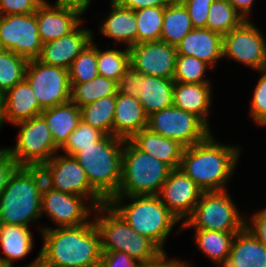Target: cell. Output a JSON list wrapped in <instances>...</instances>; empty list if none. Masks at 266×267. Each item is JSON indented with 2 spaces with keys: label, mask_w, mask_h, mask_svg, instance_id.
<instances>
[{
  "label": "cell",
  "mask_w": 266,
  "mask_h": 267,
  "mask_svg": "<svg viewBox=\"0 0 266 267\" xmlns=\"http://www.w3.org/2000/svg\"><path fill=\"white\" fill-rule=\"evenodd\" d=\"M41 229L40 259L56 267H99L100 234L93 220L76 227Z\"/></svg>",
  "instance_id": "obj_1"
},
{
  "label": "cell",
  "mask_w": 266,
  "mask_h": 267,
  "mask_svg": "<svg viewBox=\"0 0 266 267\" xmlns=\"http://www.w3.org/2000/svg\"><path fill=\"white\" fill-rule=\"evenodd\" d=\"M241 147L218 143L212 133L203 141L185 147L180 169L203 191L226 190L240 157Z\"/></svg>",
  "instance_id": "obj_2"
},
{
  "label": "cell",
  "mask_w": 266,
  "mask_h": 267,
  "mask_svg": "<svg viewBox=\"0 0 266 267\" xmlns=\"http://www.w3.org/2000/svg\"><path fill=\"white\" fill-rule=\"evenodd\" d=\"M45 184L40 167H18L0 194V224L30 227L41 215Z\"/></svg>",
  "instance_id": "obj_3"
},
{
  "label": "cell",
  "mask_w": 266,
  "mask_h": 267,
  "mask_svg": "<svg viewBox=\"0 0 266 267\" xmlns=\"http://www.w3.org/2000/svg\"><path fill=\"white\" fill-rule=\"evenodd\" d=\"M126 198L130 199V203L124 205ZM107 203L134 231L165 250L167 236L179 220L162 203L159 195L113 196Z\"/></svg>",
  "instance_id": "obj_4"
},
{
  "label": "cell",
  "mask_w": 266,
  "mask_h": 267,
  "mask_svg": "<svg viewBox=\"0 0 266 267\" xmlns=\"http://www.w3.org/2000/svg\"><path fill=\"white\" fill-rule=\"evenodd\" d=\"M125 139L105 135L73 157L84 169L90 185L108 202L121 183L122 152Z\"/></svg>",
  "instance_id": "obj_5"
},
{
  "label": "cell",
  "mask_w": 266,
  "mask_h": 267,
  "mask_svg": "<svg viewBox=\"0 0 266 267\" xmlns=\"http://www.w3.org/2000/svg\"><path fill=\"white\" fill-rule=\"evenodd\" d=\"M94 213L96 219L93 221L100 234L101 251L125 252L142 264L163 252L150 238L134 231L108 203L96 207Z\"/></svg>",
  "instance_id": "obj_6"
},
{
  "label": "cell",
  "mask_w": 266,
  "mask_h": 267,
  "mask_svg": "<svg viewBox=\"0 0 266 267\" xmlns=\"http://www.w3.org/2000/svg\"><path fill=\"white\" fill-rule=\"evenodd\" d=\"M172 169L138 149L129 139L122 152L121 183L115 196L159 195Z\"/></svg>",
  "instance_id": "obj_7"
},
{
  "label": "cell",
  "mask_w": 266,
  "mask_h": 267,
  "mask_svg": "<svg viewBox=\"0 0 266 267\" xmlns=\"http://www.w3.org/2000/svg\"><path fill=\"white\" fill-rule=\"evenodd\" d=\"M234 204L227 190L203 191L192 214L182 223L178 231L192 227L239 233L245 228L246 220Z\"/></svg>",
  "instance_id": "obj_8"
},
{
  "label": "cell",
  "mask_w": 266,
  "mask_h": 267,
  "mask_svg": "<svg viewBox=\"0 0 266 267\" xmlns=\"http://www.w3.org/2000/svg\"><path fill=\"white\" fill-rule=\"evenodd\" d=\"M14 125L20 126L18 140L13 148L7 149L19 167H41L59 152L40 115Z\"/></svg>",
  "instance_id": "obj_9"
},
{
  "label": "cell",
  "mask_w": 266,
  "mask_h": 267,
  "mask_svg": "<svg viewBox=\"0 0 266 267\" xmlns=\"http://www.w3.org/2000/svg\"><path fill=\"white\" fill-rule=\"evenodd\" d=\"M45 184L60 192L88 198L95 207L104 205L107 201L90 185L87 175L81 165L71 155L55 154L41 167Z\"/></svg>",
  "instance_id": "obj_10"
},
{
  "label": "cell",
  "mask_w": 266,
  "mask_h": 267,
  "mask_svg": "<svg viewBox=\"0 0 266 267\" xmlns=\"http://www.w3.org/2000/svg\"><path fill=\"white\" fill-rule=\"evenodd\" d=\"M147 128L184 147L205 140L212 132L200 117L175 106L151 113L147 118Z\"/></svg>",
  "instance_id": "obj_11"
},
{
  "label": "cell",
  "mask_w": 266,
  "mask_h": 267,
  "mask_svg": "<svg viewBox=\"0 0 266 267\" xmlns=\"http://www.w3.org/2000/svg\"><path fill=\"white\" fill-rule=\"evenodd\" d=\"M25 80L43 110L70 102L71 85L68 69L46 65L38 59L29 60Z\"/></svg>",
  "instance_id": "obj_12"
},
{
  "label": "cell",
  "mask_w": 266,
  "mask_h": 267,
  "mask_svg": "<svg viewBox=\"0 0 266 267\" xmlns=\"http://www.w3.org/2000/svg\"><path fill=\"white\" fill-rule=\"evenodd\" d=\"M43 42L38 33L36 12L0 15V48L25 59H38Z\"/></svg>",
  "instance_id": "obj_13"
},
{
  "label": "cell",
  "mask_w": 266,
  "mask_h": 267,
  "mask_svg": "<svg viewBox=\"0 0 266 267\" xmlns=\"http://www.w3.org/2000/svg\"><path fill=\"white\" fill-rule=\"evenodd\" d=\"M249 20L223 36V57L241 62L253 70L266 68V40Z\"/></svg>",
  "instance_id": "obj_14"
},
{
  "label": "cell",
  "mask_w": 266,
  "mask_h": 267,
  "mask_svg": "<svg viewBox=\"0 0 266 267\" xmlns=\"http://www.w3.org/2000/svg\"><path fill=\"white\" fill-rule=\"evenodd\" d=\"M84 198L56 191L44 184L41 194V215L47 214L57 228L83 225L91 220V211L93 213L96 209L92 203L87 204L85 201V204Z\"/></svg>",
  "instance_id": "obj_15"
},
{
  "label": "cell",
  "mask_w": 266,
  "mask_h": 267,
  "mask_svg": "<svg viewBox=\"0 0 266 267\" xmlns=\"http://www.w3.org/2000/svg\"><path fill=\"white\" fill-rule=\"evenodd\" d=\"M130 66L146 76L173 79L177 57L175 46L164 41L143 42L129 48Z\"/></svg>",
  "instance_id": "obj_16"
},
{
  "label": "cell",
  "mask_w": 266,
  "mask_h": 267,
  "mask_svg": "<svg viewBox=\"0 0 266 267\" xmlns=\"http://www.w3.org/2000/svg\"><path fill=\"white\" fill-rule=\"evenodd\" d=\"M203 190L180 168L172 169L162 186L159 197L179 221L192 214Z\"/></svg>",
  "instance_id": "obj_17"
},
{
  "label": "cell",
  "mask_w": 266,
  "mask_h": 267,
  "mask_svg": "<svg viewBox=\"0 0 266 267\" xmlns=\"http://www.w3.org/2000/svg\"><path fill=\"white\" fill-rule=\"evenodd\" d=\"M82 14L75 8L51 5L44 0L36 10L38 33L42 42L56 40L74 31L82 23Z\"/></svg>",
  "instance_id": "obj_18"
},
{
  "label": "cell",
  "mask_w": 266,
  "mask_h": 267,
  "mask_svg": "<svg viewBox=\"0 0 266 267\" xmlns=\"http://www.w3.org/2000/svg\"><path fill=\"white\" fill-rule=\"evenodd\" d=\"M81 25L66 36L43 43L38 60L46 65L69 69L74 59L94 39L92 31Z\"/></svg>",
  "instance_id": "obj_19"
},
{
  "label": "cell",
  "mask_w": 266,
  "mask_h": 267,
  "mask_svg": "<svg viewBox=\"0 0 266 267\" xmlns=\"http://www.w3.org/2000/svg\"><path fill=\"white\" fill-rule=\"evenodd\" d=\"M223 36L207 28H193L176 46L177 55L193 56L214 67L222 52Z\"/></svg>",
  "instance_id": "obj_20"
},
{
  "label": "cell",
  "mask_w": 266,
  "mask_h": 267,
  "mask_svg": "<svg viewBox=\"0 0 266 267\" xmlns=\"http://www.w3.org/2000/svg\"><path fill=\"white\" fill-rule=\"evenodd\" d=\"M221 267H266V247L245 227L235 234L228 257Z\"/></svg>",
  "instance_id": "obj_21"
},
{
  "label": "cell",
  "mask_w": 266,
  "mask_h": 267,
  "mask_svg": "<svg viewBox=\"0 0 266 267\" xmlns=\"http://www.w3.org/2000/svg\"><path fill=\"white\" fill-rule=\"evenodd\" d=\"M43 109L29 83L24 79L4 93L2 125L8 121L16 124L38 116Z\"/></svg>",
  "instance_id": "obj_22"
},
{
  "label": "cell",
  "mask_w": 266,
  "mask_h": 267,
  "mask_svg": "<svg viewBox=\"0 0 266 267\" xmlns=\"http://www.w3.org/2000/svg\"><path fill=\"white\" fill-rule=\"evenodd\" d=\"M138 149L167 164L171 169H178L181 164L184 146L179 142L150 131L140 130L129 139Z\"/></svg>",
  "instance_id": "obj_23"
},
{
  "label": "cell",
  "mask_w": 266,
  "mask_h": 267,
  "mask_svg": "<svg viewBox=\"0 0 266 267\" xmlns=\"http://www.w3.org/2000/svg\"><path fill=\"white\" fill-rule=\"evenodd\" d=\"M147 118L140 101L117 92L113 119V136L128 140L147 128Z\"/></svg>",
  "instance_id": "obj_24"
},
{
  "label": "cell",
  "mask_w": 266,
  "mask_h": 267,
  "mask_svg": "<svg viewBox=\"0 0 266 267\" xmlns=\"http://www.w3.org/2000/svg\"><path fill=\"white\" fill-rule=\"evenodd\" d=\"M210 83H174L173 106L200 117L208 126L209 107L211 106Z\"/></svg>",
  "instance_id": "obj_25"
},
{
  "label": "cell",
  "mask_w": 266,
  "mask_h": 267,
  "mask_svg": "<svg viewBox=\"0 0 266 267\" xmlns=\"http://www.w3.org/2000/svg\"><path fill=\"white\" fill-rule=\"evenodd\" d=\"M111 11L100 26V32L115 43H126L130 48L137 44V22L135 11L120 6L111 0Z\"/></svg>",
  "instance_id": "obj_26"
},
{
  "label": "cell",
  "mask_w": 266,
  "mask_h": 267,
  "mask_svg": "<svg viewBox=\"0 0 266 267\" xmlns=\"http://www.w3.org/2000/svg\"><path fill=\"white\" fill-rule=\"evenodd\" d=\"M39 115L48 125L54 143L59 149L65 145L69 135L81 121L80 108L71 101L44 109Z\"/></svg>",
  "instance_id": "obj_27"
},
{
  "label": "cell",
  "mask_w": 266,
  "mask_h": 267,
  "mask_svg": "<svg viewBox=\"0 0 266 267\" xmlns=\"http://www.w3.org/2000/svg\"><path fill=\"white\" fill-rule=\"evenodd\" d=\"M174 80L143 74L138 100L147 116L173 106Z\"/></svg>",
  "instance_id": "obj_28"
},
{
  "label": "cell",
  "mask_w": 266,
  "mask_h": 267,
  "mask_svg": "<svg viewBox=\"0 0 266 267\" xmlns=\"http://www.w3.org/2000/svg\"><path fill=\"white\" fill-rule=\"evenodd\" d=\"M0 246L4 262L12 266L14 260L25 258L33 249V236L29 227L20 225L0 224Z\"/></svg>",
  "instance_id": "obj_29"
},
{
  "label": "cell",
  "mask_w": 266,
  "mask_h": 267,
  "mask_svg": "<svg viewBox=\"0 0 266 267\" xmlns=\"http://www.w3.org/2000/svg\"><path fill=\"white\" fill-rule=\"evenodd\" d=\"M193 28L188 10L180 0L165 6L161 41L176 47Z\"/></svg>",
  "instance_id": "obj_30"
},
{
  "label": "cell",
  "mask_w": 266,
  "mask_h": 267,
  "mask_svg": "<svg viewBox=\"0 0 266 267\" xmlns=\"http://www.w3.org/2000/svg\"><path fill=\"white\" fill-rule=\"evenodd\" d=\"M70 101L79 108L110 95H117L118 82L98 75L91 81L84 83H70Z\"/></svg>",
  "instance_id": "obj_31"
},
{
  "label": "cell",
  "mask_w": 266,
  "mask_h": 267,
  "mask_svg": "<svg viewBox=\"0 0 266 267\" xmlns=\"http://www.w3.org/2000/svg\"><path fill=\"white\" fill-rule=\"evenodd\" d=\"M237 233L195 229V244L211 261L218 264L229 256L232 240Z\"/></svg>",
  "instance_id": "obj_32"
},
{
  "label": "cell",
  "mask_w": 266,
  "mask_h": 267,
  "mask_svg": "<svg viewBox=\"0 0 266 267\" xmlns=\"http://www.w3.org/2000/svg\"><path fill=\"white\" fill-rule=\"evenodd\" d=\"M116 95L102 97L93 103L80 107L81 120L106 135H113Z\"/></svg>",
  "instance_id": "obj_33"
},
{
  "label": "cell",
  "mask_w": 266,
  "mask_h": 267,
  "mask_svg": "<svg viewBox=\"0 0 266 267\" xmlns=\"http://www.w3.org/2000/svg\"><path fill=\"white\" fill-rule=\"evenodd\" d=\"M244 21L228 0H214L209 8L206 28L222 36Z\"/></svg>",
  "instance_id": "obj_34"
},
{
  "label": "cell",
  "mask_w": 266,
  "mask_h": 267,
  "mask_svg": "<svg viewBox=\"0 0 266 267\" xmlns=\"http://www.w3.org/2000/svg\"><path fill=\"white\" fill-rule=\"evenodd\" d=\"M114 47L116 48L102 51L97 46V69L100 76L119 82L130 67V54L127 47L122 51L117 49V45Z\"/></svg>",
  "instance_id": "obj_35"
},
{
  "label": "cell",
  "mask_w": 266,
  "mask_h": 267,
  "mask_svg": "<svg viewBox=\"0 0 266 267\" xmlns=\"http://www.w3.org/2000/svg\"><path fill=\"white\" fill-rule=\"evenodd\" d=\"M165 7H147L135 11L137 44L160 41Z\"/></svg>",
  "instance_id": "obj_36"
},
{
  "label": "cell",
  "mask_w": 266,
  "mask_h": 267,
  "mask_svg": "<svg viewBox=\"0 0 266 267\" xmlns=\"http://www.w3.org/2000/svg\"><path fill=\"white\" fill-rule=\"evenodd\" d=\"M27 64V59L0 49V90L3 93L25 79Z\"/></svg>",
  "instance_id": "obj_37"
},
{
  "label": "cell",
  "mask_w": 266,
  "mask_h": 267,
  "mask_svg": "<svg viewBox=\"0 0 266 267\" xmlns=\"http://www.w3.org/2000/svg\"><path fill=\"white\" fill-rule=\"evenodd\" d=\"M68 71L70 83H84L99 75L97 69V46L93 40L74 59Z\"/></svg>",
  "instance_id": "obj_38"
},
{
  "label": "cell",
  "mask_w": 266,
  "mask_h": 267,
  "mask_svg": "<svg viewBox=\"0 0 266 267\" xmlns=\"http://www.w3.org/2000/svg\"><path fill=\"white\" fill-rule=\"evenodd\" d=\"M209 67L196 57L177 55L173 80L180 83H210L204 77Z\"/></svg>",
  "instance_id": "obj_39"
},
{
  "label": "cell",
  "mask_w": 266,
  "mask_h": 267,
  "mask_svg": "<svg viewBox=\"0 0 266 267\" xmlns=\"http://www.w3.org/2000/svg\"><path fill=\"white\" fill-rule=\"evenodd\" d=\"M105 135L101 130L81 120L60 151L73 156L83 147L91 146L93 143L100 141Z\"/></svg>",
  "instance_id": "obj_40"
},
{
  "label": "cell",
  "mask_w": 266,
  "mask_h": 267,
  "mask_svg": "<svg viewBox=\"0 0 266 267\" xmlns=\"http://www.w3.org/2000/svg\"><path fill=\"white\" fill-rule=\"evenodd\" d=\"M261 73L254 91L250 106V115L254 123L264 127L266 125V68L261 69Z\"/></svg>",
  "instance_id": "obj_41"
},
{
  "label": "cell",
  "mask_w": 266,
  "mask_h": 267,
  "mask_svg": "<svg viewBox=\"0 0 266 267\" xmlns=\"http://www.w3.org/2000/svg\"><path fill=\"white\" fill-rule=\"evenodd\" d=\"M187 8L192 26L206 28L209 8L214 0H180Z\"/></svg>",
  "instance_id": "obj_42"
},
{
  "label": "cell",
  "mask_w": 266,
  "mask_h": 267,
  "mask_svg": "<svg viewBox=\"0 0 266 267\" xmlns=\"http://www.w3.org/2000/svg\"><path fill=\"white\" fill-rule=\"evenodd\" d=\"M44 0H0V15L35 13Z\"/></svg>",
  "instance_id": "obj_43"
},
{
  "label": "cell",
  "mask_w": 266,
  "mask_h": 267,
  "mask_svg": "<svg viewBox=\"0 0 266 267\" xmlns=\"http://www.w3.org/2000/svg\"><path fill=\"white\" fill-rule=\"evenodd\" d=\"M140 81H143V74L130 66L118 82V92L138 99Z\"/></svg>",
  "instance_id": "obj_44"
},
{
  "label": "cell",
  "mask_w": 266,
  "mask_h": 267,
  "mask_svg": "<svg viewBox=\"0 0 266 267\" xmlns=\"http://www.w3.org/2000/svg\"><path fill=\"white\" fill-rule=\"evenodd\" d=\"M142 265L125 252L101 251L99 267H142Z\"/></svg>",
  "instance_id": "obj_45"
},
{
  "label": "cell",
  "mask_w": 266,
  "mask_h": 267,
  "mask_svg": "<svg viewBox=\"0 0 266 267\" xmlns=\"http://www.w3.org/2000/svg\"><path fill=\"white\" fill-rule=\"evenodd\" d=\"M19 166L6 147L0 148V194L6 187L10 176Z\"/></svg>",
  "instance_id": "obj_46"
},
{
  "label": "cell",
  "mask_w": 266,
  "mask_h": 267,
  "mask_svg": "<svg viewBox=\"0 0 266 267\" xmlns=\"http://www.w3.org/2000/svg\"><path fill=\"white\" fill-rule=\"evenodd\" d=\"M250 222L246 220L245 227L266 247V208L253 214Z\"/></svg>",
  "instance_id": "obj_47"
},
{
  "label": "cell",
  "mask_w": 266,
  "mask_h": 267,
  "mask_svg": "<svg viewBox=\"0 0 266 267\" xmlns=\"http://www.w3.org/2000/svg\"><path fill=\"white\" fill-rule=\"evenodd\" d=\"M120 6L133 11L147 7H165L173 0H114Z\"/></svg>",
  "instance_id": "obj_48"
},
{
  "label": "cell",
  "mask_w": 266,
  "mask_h": 267,
  "mask_svg": "<svg viewBox=\"0 0 266 267\" xmlns=\"http://www.w3.org/2000/svg\"><path fill=\"white\" fill-rule=\"evenodd\" d=\"M166 252L163 251L157 258L145 263L142 267H191L185 261L167 258ZM168 259V260H167Z\"/></svg>",
  "instance_id": "obj_49"
},
{
  "label": "cell",
  "mask_w": 266,
  "mask_h": 267,
  "mask_svg": "<svg viewBox=\"0 0 266 267\" xmlns=\"http://www.w3.org/2000/svg\"><path fill=\"white\" fill-rule=\"evenodd\" d=\"M235 10L243 17L244 20H249L250 12H252V4L254 0H228Z\"/></svg>",
  "instance_id": "obj_50"
},
{
  "label": "cell",
  "mask_w": 266,
  "mask_h": 267,
  "mask_svg": "<svg viewBox=\"0 0 266 267\" xmlns=\"http://www.w3.org/2000/svg\"><path fill=\"white\" fill-rule=\"evenodd\" d=\"M56 5L72 7L80 10L83 14L91 4V0H56Z\"/></svg>",
  "instance_id": "obj_51"
},
{
  "label": "cell",
  "mask_w": 266,
  "mask_h": 267,
  "mask_svg": "<svg viewBox=\"0 0 266 267\" xmlns=\"http://www.w3.org/2000/svg\"><path fill=\"white\" fill-rule=\"evenodd\" d=\"M3 114H4V93L0 90V129L2 127Z\"/></svg>",
  "instance_id": "obj_52"
},
{
  "label": "cell",
  "mask_w": 266,
  "mask_h": 267,
  "mask_svg": "<svg viewBox=\"0 0 266 267\" xmlns=\"http://www.w3.org/2000/svg\"><path fill=\"white\" fill-rule=\"evenodd\" d=\"M39 261H40V251L38 253V257H36V259L34 258L33 262L26 265L25 267H39ZM9 267H13V266H9Z\"/></svg>",
  "instance_id": "obj_53"
},
{
  "label": "cell",
  "mask_w": 266,
  "mask_h": 267,
  "mask_svg": "<svg viewBox=\"0 0 266 267\" xmlns=\"http://www.w3.org/2000/svg\"><path fill=\"white\" fill-rule=\"evenodd\" d=\"M39 267H56L49 264H45L41 259L39 261Z\"/></svg>",
  "instance_id": "obj_54"
},
{
  "label": "cell",
  "mask_w": 266,
  "mask_h": 267,
  "mask_svg": "<svg viewBox=\"0 0 266 267\" xmlns=\"http://www.w3.org/2000/svg\"><path fill=\"white\" fill-rule=\"evenodd\" d=\"M0 267H9V265L4 262L2 259H0Z\"/></svg>",
  "instance_id": "obj_55"
}]
</instances>
